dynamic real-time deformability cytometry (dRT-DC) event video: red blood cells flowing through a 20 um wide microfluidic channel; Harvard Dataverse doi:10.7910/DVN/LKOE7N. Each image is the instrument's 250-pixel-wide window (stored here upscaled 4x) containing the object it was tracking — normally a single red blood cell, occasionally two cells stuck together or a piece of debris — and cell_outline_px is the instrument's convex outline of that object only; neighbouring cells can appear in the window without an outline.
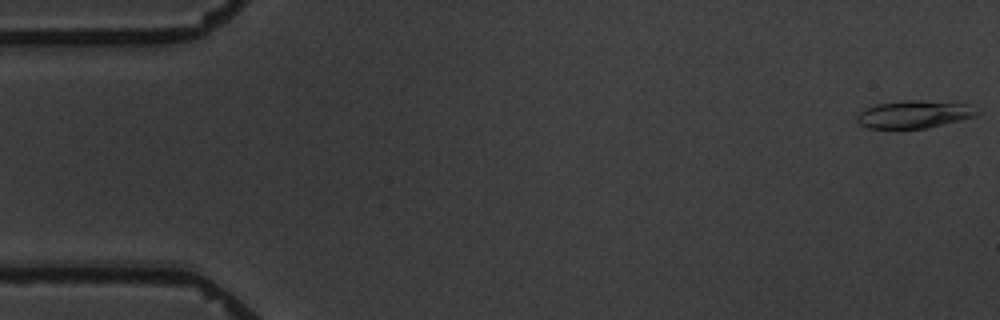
{"species": "common noctule bat (a hibernating species)", "species_latin": "Nyctalus noctula", "temperature_condition": "warm", "stored_images_in_passage": 5, "camera_frame_rate_fps": 3000, "um_per_image_px": 0.085, "animal": {"sex": "male", "body_mass_g": 19.5, "forearm_length_mm": 54.6}, "frame": {"image": 1, "passage_image": 1, "time_ms": 0.0, "image_size_px": [1000, 320], "cell_outline_px": [[980, 112], [976, 116], [928, 128], [868, 128], [860, 124], [856, 120], [856, 116], [860, 112], [876, 104], [904, 100], [956, 100], [968, 104]], "centroid_in_image_um": [77.78, 9.68], "position_along_channel_um": 7.2, "area_um2": 19.71}}